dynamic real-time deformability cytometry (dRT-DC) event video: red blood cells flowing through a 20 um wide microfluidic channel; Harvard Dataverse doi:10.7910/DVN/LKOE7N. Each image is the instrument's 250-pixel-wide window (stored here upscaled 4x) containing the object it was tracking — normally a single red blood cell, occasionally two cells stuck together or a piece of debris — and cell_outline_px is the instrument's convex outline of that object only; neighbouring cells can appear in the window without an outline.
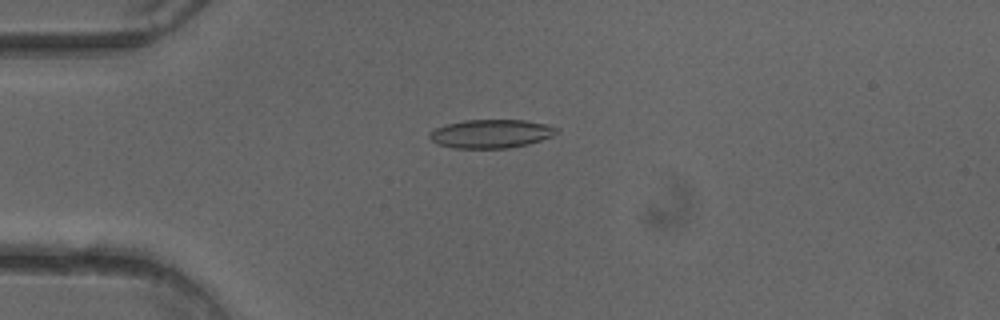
{"species": "common noctule bat (a hibernating species)", "species_latin": "Nyctalus noctula", "temperature_condition": "cold", "stored_images_in_passage": 51, "camera_frame_rate_fps": 3000, "um_per_image_px": 0.085, "animal": {"sex": "female"}, "frame": {"image": 1, "passage_image": 13, "time_ms": 4.0, "image_size_px": [1000, 320], "cell_outline_px": [[560, 132], [552, 136], [528, 144], [508, 148], [452, 148], [436, 144], [428, 136], [428, 132], [436, 128], [448, 124], [464, 120], [524, 120], [548, 124], [560, 128]], "centroid_in_image_um": [41.76, 11.36], "position_along_channel_um": 43.2, "area_um2": 21.33}}
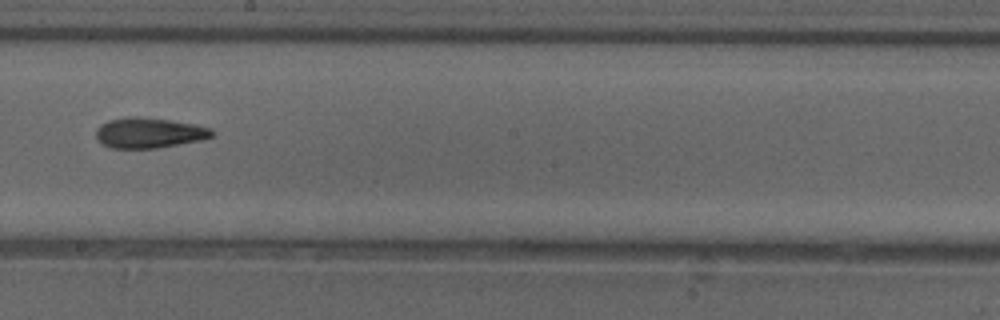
{"frame": {"image": 2, "passage_image": 29, "time_ms": 9.333, "image_size_px": [1000, 320], "cell_outline_px": [[212, 136], [204, 140], [156, 148], [112, 148], [100, 144], [96, 140], [96, 128], [100, 124], [108, 120], [128, 116], [136, 116], [168, 120], [196, 124], [212, 128]], "centroid_in_image_um": [12.64, 11.29], "position_along_channel_um": 235.6, "area_um2": 20.75}}
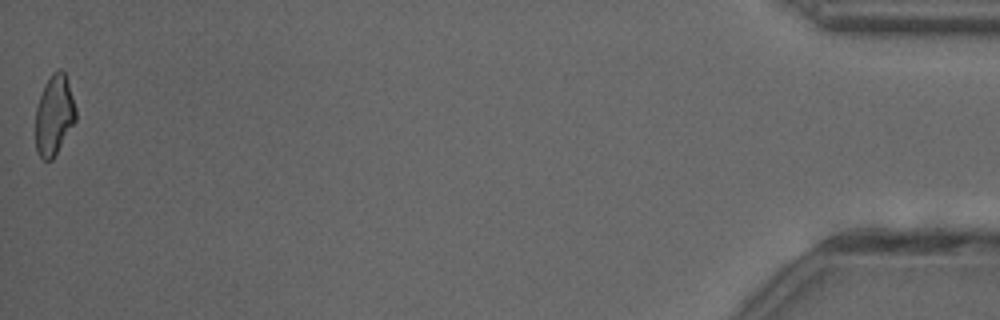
{"frame": {"image": 3, "passage_image": 51, "time_ms": 16.667, "image_size_px": [1000, 320], "cell_outline_px": [[76, 120], [52, 160], [44, 160], [36, 152], [36, 108], [44, 84], [52, 72], [60, 68], [64, 72], [76, 108]], "centroid_in_image_um": [4.6, 9.78], "position_along_channel_um": 430.6, "area_um2": 18.61}, "authors_computed_cell_mechanics": {"area_um2": 20.23, "velocity_mm_per_s": 4.0366, "shape_relaxation_time_tau1_ms": 10.2883, "shape_relaxation_time_tau2_ms": 4.5223, "deformation_change_tau1": 0.2327, "deformation_change_tau2": 0.1303}}